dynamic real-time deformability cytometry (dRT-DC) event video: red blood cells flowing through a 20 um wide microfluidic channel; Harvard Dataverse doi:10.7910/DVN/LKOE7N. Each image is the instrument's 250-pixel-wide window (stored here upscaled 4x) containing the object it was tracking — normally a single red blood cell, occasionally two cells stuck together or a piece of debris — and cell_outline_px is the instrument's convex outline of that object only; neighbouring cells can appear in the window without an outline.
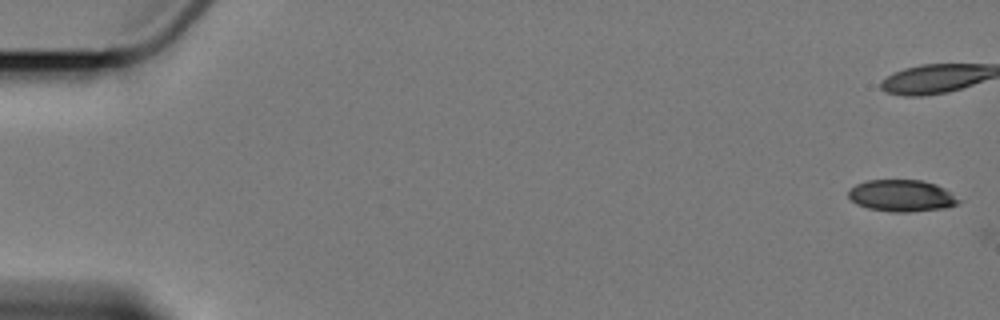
{"species": "Egyptian fruit bat (a non-hibernating species)", "species_latin": "Rousettus aegyptiacus", "temperature_condition": "cold", "stored_images_in_passage": 2, "camera_frame_rate_fps": 3000, "um_per_image_px": 0.085, "animal": {"sex": "female"}, "frame": {"image": 1, "passage_image": 1, "time_ms": 0.0, "image_size_px": [1000, 320], "cell_outline_px": [[960, 200], [956, 204], [944, 208], [908, 212], [892, 212], [868, 208], [856, 204], [848, 196], [848, 192], [856, 184], [868, 180], [920, 180], [936, 184], [944, 188]], "centroid_in_image_um": [76.62, 16.63], "position_along_channel_um": 8.4, "area_um2": 20.17}}